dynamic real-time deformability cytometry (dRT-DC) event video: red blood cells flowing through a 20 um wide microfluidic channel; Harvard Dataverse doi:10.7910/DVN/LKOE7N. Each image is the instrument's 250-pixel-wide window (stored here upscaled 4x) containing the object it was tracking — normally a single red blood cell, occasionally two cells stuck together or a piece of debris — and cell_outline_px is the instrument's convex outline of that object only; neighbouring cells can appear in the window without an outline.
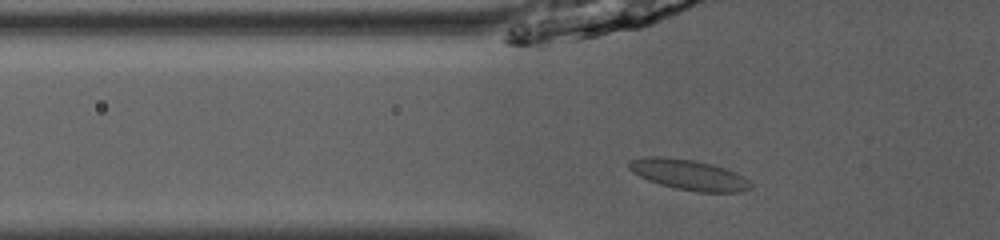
{"species": "common noctule bat (a hibernating species)", "species_latin": "Nyctalus noctula", "temperature_condition": "room temperature", "stored_images_in_passage": 37, "camera_frame_rate_fps": 3000, "um_per_image_px": 0.085, "animal": {"sex": "male", "body_mass_g": 13.0, "forearm_length_mm": 53.1}, "frame": {"image": 1, "passage_image": 5, "time_ms": 1.333, "image_size_px": [1000, 240], "cell_outline_px": [[752, 188], [740, 192], [700, 192], [676, 188], [660, 184], [648, 180], [632, 172], [628, 168], [628, 160], [644, 156], [664, 156], [692, 160], [712, 164], [736, 172], [748, 180], [752, 184]], "centroid_in_image_um": [58.52, 14.84], "position_along_channel_um": 67.3, "area_um2": 21.62}}
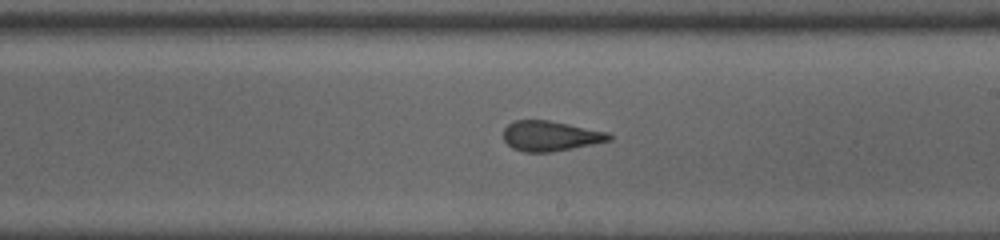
{"frame": {"image": 2, "passage_image": 18, "time_ms": 5.667, "image_size_px": [1000, 240], "cell_outline_px": [[612, 140], [552, 152], [524, 152], [512, 148], [504, 140], [504, 128], [508, 124], [516, 120], [548, 120], [608, 132], [612, 136]], "centroid_in_image_um": [46.77, 11.56], "position_along_channel_um": 242.2, "area_um2": 18.44}}
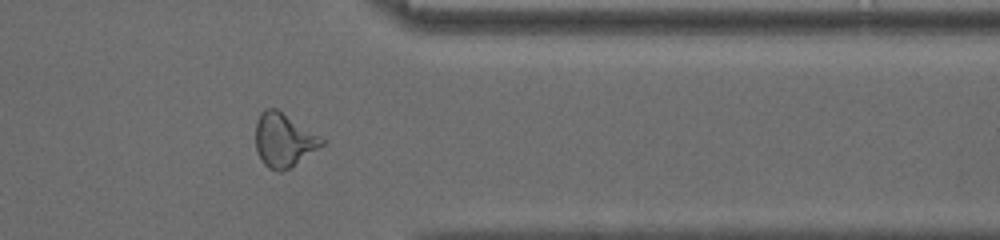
{"frame": {"image": 3, "passage_image": 29, "time_ms": 9.333, "image_size_px": [1000, 240], "cell_outline_px": [[324, 144], [288, 168], [280, 172], [268, 168], [264, 164], [256, 148], [256, 120], [260, 112], [268, 108], [276, 108], [324, 140]], "centroid_in_image_um": [24.06, 11.9], "position_along_channel_um": 387.3, "area_um2": 20.0}, "authors_computed_cell_mechanics": {"area_um2": 19.4208, "velocity_mm_per_s": 4.0633, "shape_relaxation_time_tau1_ms": 7.1396, "shape_relaxation_time_tau2_ms": 1.0227, "deformation_change_tau1": 0.1661, "deformation_change_tau2": 0.0708}}